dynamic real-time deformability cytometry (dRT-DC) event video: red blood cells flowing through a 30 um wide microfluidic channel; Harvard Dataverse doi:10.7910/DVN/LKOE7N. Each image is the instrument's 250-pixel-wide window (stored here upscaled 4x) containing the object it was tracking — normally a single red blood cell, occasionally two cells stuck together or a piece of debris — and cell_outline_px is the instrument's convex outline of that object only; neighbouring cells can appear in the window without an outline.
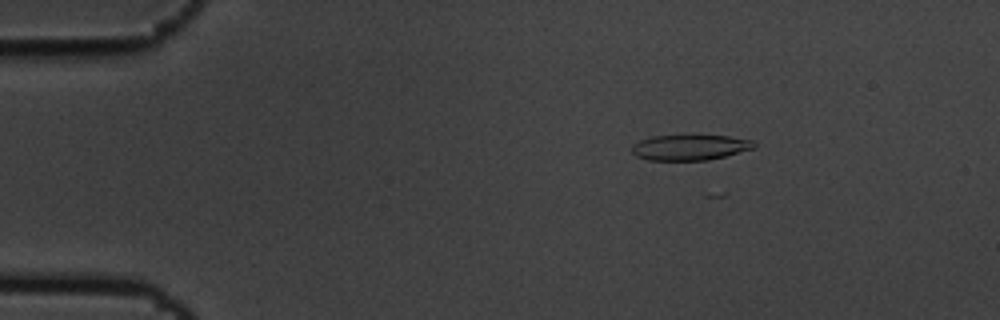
{"species": "common noctule bat (a hibernating species)", "species_latin": "Nyctalus noctula", "temperature_condition": "cold", "stored_images_in_passage": 4, "camera_frame_rate_fps": 3000, "um_per_image_px": 0.085, "animal": {"sex": "male", "body_mass_g": 19.5, "forearm_length_mm": 54.6}, "frame": {"image": 1, "passage_image": 2, "time_ms": 0.333, "image_size_px": [1000, 320], "cell_outline_px": [[756, 148], [708, 160], [648, 160], [636, 156], [632, 152], [632, 144], [640, 140], [652, 136], [728, 136], [756, 140]], "centroid_in_image_um": [58.67, 12.53], "position_along_channel_um": 26.3, "area_um2": 18.15}}